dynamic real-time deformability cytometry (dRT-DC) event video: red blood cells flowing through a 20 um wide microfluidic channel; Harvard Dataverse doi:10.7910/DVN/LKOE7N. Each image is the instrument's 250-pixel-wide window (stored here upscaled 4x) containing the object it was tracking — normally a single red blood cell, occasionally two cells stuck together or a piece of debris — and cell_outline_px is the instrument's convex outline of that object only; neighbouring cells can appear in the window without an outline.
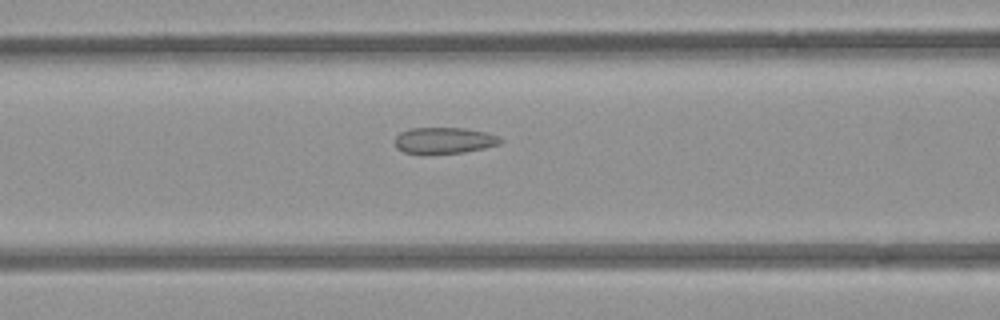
{"species": "common noctule bat (a hibernating species)", "species_latin": "Nyctalus noctula", "temperature_condition": "room temperature", "stored_images_in_passage": 34, "camera_frame_rate_fps": 3000, "um_per_image_px": 0.085, "animal": {"sex": "female", "body_mass_g": 21.9}, "frame": {"image": 1, "passage_image": 8, "time_ms": 2.333, "image_size_px": [1000, 320], "cell_outline_px": [[504, 140], [500, 144], [484, 148], [464, 152], [424, 156], [404, 152], [396, 148], [396, 136], [400, 132], [408, 128], [464, 128], [484, 132], [496, 136]], "centroid_in_image_um": [37.7, 11.97], "position_along_channel_um": 128.9, "area_um2": 16.53}}
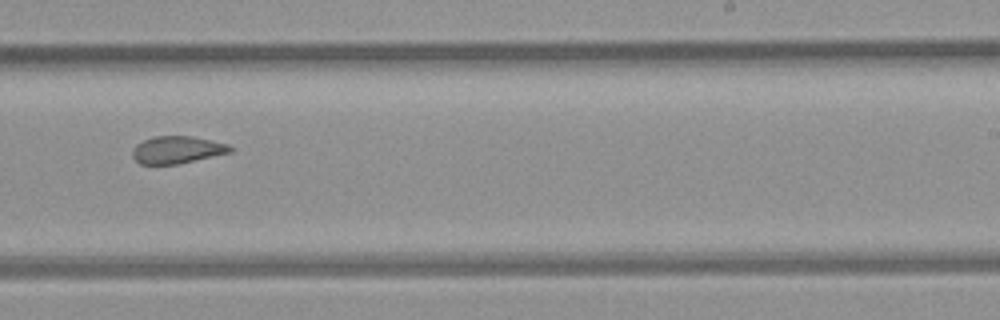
{"frame": {"image": 2, "passage_image": 19, "time_ms": 6.0, "image_size_px": [1000, 320], "cell_outline_px": [[236, 148], [232, 152], [180, 164], [140, 164], [132, 156], [132, 152], [136, 144], [152, 136], [192, 136], [228, 144]], "centroid_in_image_um": [15.09, 12.73], "position_along_channel_um": 273.9, "area_um2": 15.72}}
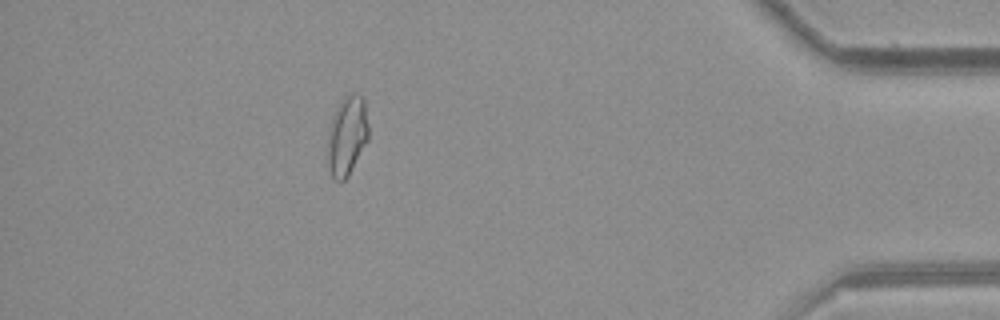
{"frame": {"image": 3, "passage_image": 33, "time_ms": 10.667, "image_size_px": [1000, 320], "cell_outline_px": [[368, 140], [348, 176], [344, 180], [336, 180], [332, 176], [328, 168], [328, 132], [332, 116], [336, 108], [344, 96], [352, 92], [360, 96], [364, 100], [368, 124]], "centroid_in_image_um": [29.49, 11.52], "position_along_channel_um": 405.7, "area_um2": 18.84}}